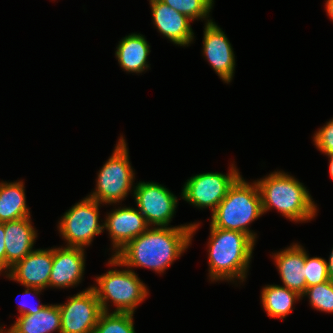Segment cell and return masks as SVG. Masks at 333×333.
Listing matches in <instances>:
<instances>
[{"label":"cell","mask_w":333,"mask_h":333,"mask_svg":"<svg viewBox=\"0 0 333 333\" xmlns=\"http://www.w3.org/2000/svg\"><path fill=\"white\" fill-rule=\"evenodd\" d=\"M197 224L147 229L116 251L111 265L147 267L163 272L188 248Z\"/></svg>","instance_id":"6da1fadb"},{"label":"cell","mask_w":333,"mask_h":333,"mask_svg":"<svg viewBox=\"0 0 333 333\" xmlns=\"http://www.w3.org/2000/svg\"><path fill=\"white\" fill-rule=\"evenodd\" d=\"M209 272L214 280L245 278L254 240L247 234L210 226Z\"/></svg>","instance_id":"7a4b0ae2"},{"label":"cell","mask_w":333,"mask_h":333,"mask_svg":"<svg viewBox=\"0 0 333 333\" xmlns=\"http://www.w3.org/2000/svg\"><path fill=\"white\" fill-rule=\"evenodd\" d=\"M262 200L263 213L275 207L293 221L310 220L316 214L309 192L294 177L275 172L257 181Z\"/></svg>","instance_id":"3957f363"},{"label":"cell","mask_w":333,"mask_h":333,"mask_svg":"<svg viewBox=\"0 0 333 333\" xmlns=\"http://www.w3.org/2000/svg\"><path fill=\"white\" fill-rule=\"evenodd\" d=\"M253 185L246 183L240 176L213 211L211 226L245 233L255 241V234L247 225L260 217L263 209L258 184L255 182Z\"/></svg>","instance_id":"277c9868"},{"label":"cell","mask_w":333,"mask_h":333,"mask_svg":"<svg viewBox=\"0 0 333 333\" xmlns=\"http://www.w3.org/2000/svg\"><path fill=\"white\" fill-rule=\"evenodd\" d=\"M97 286L92 287L102 311L108 312L107 301L117 307L115 312L134 313L136 306L147 296L146 286L132 270H109L96 278Z\"/></svg>","instance_id":"5b68a950"},{"label":"cell","mask_w":333,"mask_h":333,"mask_svg":"<svg viewBox=\"0 0 333 333\" xmlns=\"http://www.w3.org/2000/svg\"><path fill=\"white\" fill-rule=\"evenodd\" d=\"M133 177L126 143L121 138L112 156L99 172L96 190L89 197L100 204L119 202L130 191Z\"/></svg>","instance_id":"8992f818"},{"label":"cell","mask_w":333,"mask_h":333,"mask_svg":"<svg viewBox=\"0 0 333 333\" xmlns=\"http://www.w3.org/2000/svg\"><path fill=\"white\" fill-rule=\"evenodd\" d=\"M99 202L87 197L66 212L59 223V231L68 241L67 246L83 248L102 232L99 225Z\"/></svg>","instance_id":"52a82bcc"},{"label":"cell","mask_w":333,"mask_h":333,"mask_svg":"<svg viewBox=\"0 0 333 333\" xmlns=\"http://www.w3.org/2000/svg\"><path fill=\"white\" fill-rule=\"evenodd\" d=\"M239 177L234 166L228 175L212 172L195 175L184 185L182 197L200 208L211 207L213 212Z\"/></svg>","instance_id":"ba28073f"},{"label":"cell","mask_w":333,"mask_h":333,"mask_svg":"<svg viewBox=\"0 0 333 333\" xmlns=\"http://www.w3.org/2000/svg\"><path fill=\"white\" fill-rule=\"evenodd\" d=\"M58 306L61 333H94L102 309L92 287L71 297L67 304Z\"/></svg>","instance_id":"9c48e42d"},{"label":"cell","mask_w":333,"mask_h":333,"mask_svg":"<svg viewBox=\"0 0 333 333\" xmlns=\"http://www.w3.org/2000/svg\"><path fill=\"white\" fill-rule=\"evenodd\" d=\"M134 195L138 210L146 223L159 227L168 226L174 215L177 197L167 188L154 182H140L135 186Z\"/></svg>","instance_id":"30bf717a"},{"label":"cell","mask_w":333,"mask_h":333,"mask_svg":"<svg viewBox=\"0 0 333 333\" xmlns=\"http://www.w3.org/2000/svg\"><path fill=\"white\" fill-rule=\"evenodd\" d=\"M52 263L53 249L34 250L12 266L7 277L26 286L25 294H30V289L38 293L49 286Z\"/></svg>","instance_id":"8fae6325"},{"label":"cell","mask_w":333,"mask_h":333,"mask_svg":"<svg viewBox=\"0 0 333 333\" xmlns=\"http://www.w3.org/2000/svg\"><path fill=\"white\" fill-rule=\"evenodd\" d=\"M204 30V55L221 79L228 83L232 80L235 66L231 44L212 20H208Z\"/></svg>","instance_id":"7c38bea8"},{"label":"cell","mask_w":333,"mask_h":333,"mask_svg":"<svg viewBox=\"0 0 333 333\" xmlns=\"http://www.w3.org/2000/svg\"><path fill=\"white\" fill-rule=\"evenodd\" d=\"M84 262V248L67 246L53 249L49 286L63 288L80 282L84 273Z\"/></svg>","instance_id":"4fadbf2b"},{"label":"cell","mask_w":333,"mask_h":333,"mask_svg":"<svg viewBox=\"0 0 333 333\" xmlns=\"http://www.w3.org/2000/svg\"><path fill=\"white\" fill-rule=\"evenodd\" d=\"M152 15L157 29L175 44L185 46L192 41L191 19L177 12L161 0H150Z\"/></svg>","instance_id":"5bb4252c"},{"label":"cell","mask_w":333,"mask_h":333,"mask_svg":"<svg viewBox=\"0 0 333 333\" xmlns=\"http://www.w3.org/2000/svg\"><path fill=\"white\" fill-rule=\"evenodd\" d=\"M103 225L109 230L113 247L118 251L149 227L140 211L129 207L110 213Z\"/></svg>","instance_id":"9a60e30c"},{"label":"cell","mask_w":333,"mask_h":333,"mask_svg":"<svg viewBox=\"0 0 333 333\" xmlns=\"http://www.w3.org/2000/svg\"><path fill=\"white\" fill-rule=\"evenodd\" d=\"M6 269H10L32 252L34 240L37 237L30 217L4 223Z\"/></svg>","instance_id":"2e32d148"},{"label":"cell","mask_w":333,"mask_h":333,"mask_svg":"<svg viewBox=\"0 0 333 333\" xmlns=\"http://www.w3.org/2000/svg\"><path fill=\"white\" fill-rule=\"evenodd\" d=\"M274 258L284 286L302 296L306 290L304 278L306 252L301 246L295 244L277 253Z\"/></svg>","instance_id":"e0dca14e"},{"label":"cell","mask_w":333,"mask_h":333,"mask_svg":"<svg viewBox=\"0 0 333 333\" xmlns=\"http://www.w3.org/2000/svg\"><path fill=\"white\" fill-rule=\"evenodd\" d=\"M55 330L61 333L59 306L46 305L35 314L20 315L6 333H51Z\"/></svg>","instance_id":"ac0fdd59"},{"label":"cell","mask_w":333,"mask_h":333,"mask_svg":"<svg viewBox=\"0 0 333 333\" xmlns=\"http://www.w3.org/2000/svg\"><path fill=\"white\" fill-rule=\"evenodd\" d=\"M150 46L144 36L131 34L122 39L116 50L120 66L128 72L140 73L147 69Z\"/></svg>","instance_id":"d6986e66"},{"label":"cell","mask_w":333,"mask_h":333,"mask_svg":"<svg viewBox=\"0 0 333 333\" xmlns=\"http://www.w3.org/2000/svg\"><path fill=\"white\" fill-rule=\"evenodd\" d=\"M22 182L0 183V222L30 217Z\"/></svg>","instance_id":"ffe728a7"},{"label":"cell","mask_w":333,"mask_h":333,"mask_svg":"<svg viewBox=\"0 0 333 333\" xmlns=\"http://www.w3.org/2000/svg\"><path fill=\"white\" fill-rule=\"evenodd\" d=\"M262 304L267 315L284 319L291 311L293 302L302 297L285 286L268 285L261 292Z\"/></svg>","instance_id":"44dd1931"},{"label":"cell","mask_w":333,"mask_h":333,"mask_svg":"<svg viewBox=\"0 0 333 333\" xmlns=\"http://www.w3.org/2000/svg\"><path fill=\"white\" fill-rule=\"evenodd\" d=\"M94 333H135L133 313L102 311L95 326Z\"/></svg>","instance_id":"7402d4cb"},{"label":"cell","mask_w":333,"mask_h":333,"mask_svg":"<svg viewBox=\"0 0 333 333\" xmlns=\"http://www.w3.org/2000/svg\"><path fill=\"white\" fill-rule=\"evenodd\" d=\"M305 295L315 309L333 313V280L307 287L302 297Z\"/></svg>","instance_id":"603a6c76"},{"label":"cell","mask_w":333,"mask_h":333,"mask_svg":"<svg viewBox=\"0 0 333 333\" xmlns=\"http://www.w3.org/2000/svg\"><path fill=\"white\" fill-rule=\"evenodd\" d=\"M177 12L194 20L205 18L212 8L213 0H161Z\"/></svg>","instance_id":"cb8c5ba5"},{"label":"cell","mask_w":333,"mask_h":333,"mask_svg":"<svg viewBox=\"0 0 333 333\" xmlns=\"http://www.w3.org/2000/svg\"><path fill=\"white\" fill-rule=\"evenodd\" d=\"M304 278L306 280V288L330 280L327 261L320 257L309 258L306 253Z\"/></svg>","instance_id":"d4e9b609"},{"label":"cell","mask_w":333,"mask_h":333,"mask_svg":"<svg viewBox=\"0 0 333 333\" xmlns=\"http://www.w3.org/2000/svg\"><path fill=\"white\" fill-rule=\"evenodd\" d=\"M317 148L325 154L333 153V119L314 135Z\"/></svg>","instance_id":"484cf974"},{"label":"cell","mask_w":333,"mask_h":333,"mask_svg":"<svg viewBox=\"0 0 333 333\" xmlns=\"http://www.w3.org/2000/svg\"><path fill=\"white\" fill-rule=\"evenodd\" d=\"M5 237L4 223L0 222V272L6 269Z\"/></svg>","instance_id":"4316f807"},{"label":"cell","mask_w":333,"mask_h":333,"mask_svg":"<svg viewBox=\"0 0 333 333\" xmlns=\"http://www.w3.org/2000/svg\"><path fill=\"white\" fill-rule=\"evenodd\" d=\"M46 305H38L35 307H27L24 303L21 304L19 312L21 313L20 315H26V314H35L39 312L41 309H43Z\"/></svg>","instance_id":"83f0119b"},{"label":"cell","mask_w":333,"mask_h":333,"mask_svg":"<svg viewBox=\"0 0 333 333\" xmlns=\"http://www.w3.org/2000/svg\"><path fill=\"white\" fill-rule=\"evenodd\" d=\"M328 263V273L331 280H333V250L331 252Z\"/></svg>","instance_id":"f1b7e54d"},{"label":"cell","mask_w":333,"mask_h":333,"mask_svg":"<svg viewBox=\"0 0 333 333\" xmlns=\"http://www.w3.org/2000/svg\"><path fill=\"white\" fill-rule=\"evenodd\" d=\"M326 10L330 18L333 20V0H327Z\"/></svg>","instance_id":"f546056e"},{"label":"cell","mask_w":333,"mask_h":333,"mask_svg":"<svg viewBox=\"0 0 333 333\" xmlns=\"http://www.w3.org/2000/svg\"><path fill=\"white\" fill-rule=\"evenodd\" d=\"M330 157V164H329V172H330V175L333 179V153H330V154H326Z\"/></svg>","instance_id":"4dcf8cb0"}]
</instances>
